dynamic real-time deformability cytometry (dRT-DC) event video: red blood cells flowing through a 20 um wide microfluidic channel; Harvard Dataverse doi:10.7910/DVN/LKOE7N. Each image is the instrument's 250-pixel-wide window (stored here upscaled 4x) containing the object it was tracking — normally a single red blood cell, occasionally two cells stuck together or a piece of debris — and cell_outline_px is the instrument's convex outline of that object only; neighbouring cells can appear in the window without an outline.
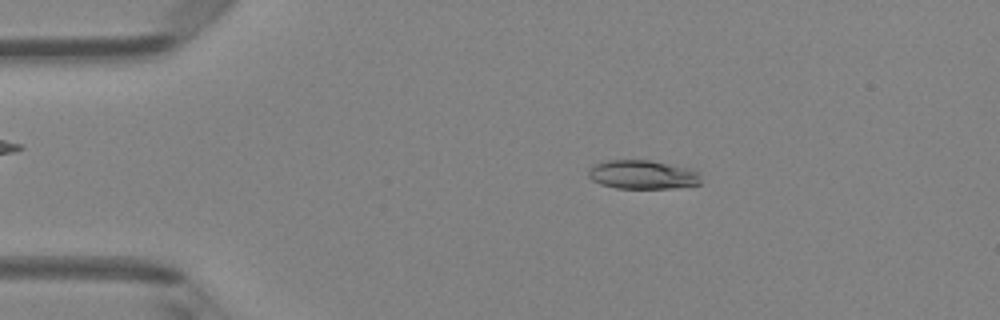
{"species": "Egyptian fruit bat (a non-hibernating species)", "species_latin": "Rousettus aegyptiacus", "temperature_condition": "room temperature", "stored_images_in_passage": 49, "camera_frame_rate_fps": 3000, "um_per_image_px": 0.085, "animal": {"sex": "female"}, "frame": {"image": 1, "passage_image": 9, "time_ms": 2.667, "image_size_px": [1000, 320], "cell_outline_px": [[700, 184], [672, 188], [616, 188], [600, 184], [592, 180], [588, 176], [588, 168], [592, 164], [604, 160], [652, 160], [692, 168], [700, 172]], "centroid_in_image_um": [54.61, 14.82], "position_along_channel_um": 30.4, "area_um2": 19.31}}
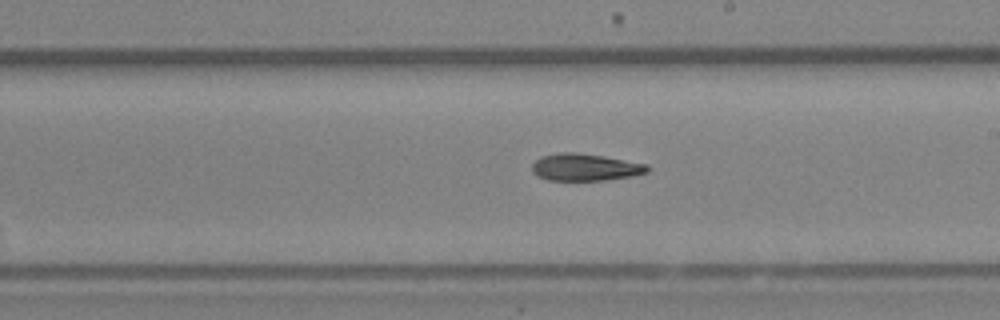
{"frame": {"image": 2, "passage_image": 28, "time_ms": 9.0, "image_size_px": [1000, 320], "cell_outline_px": [[648, 172], [632, 176], [604, 180], [548, 180], [536, 176], [532, 172], [532, 164], [540, 156], [560, 152], [576, 152], [604, 156], [648, 164]], "centroid_in_image_um": [49.71, 14.21], "position_along_channel_um": 239.3, "area_um2": 18.32}}
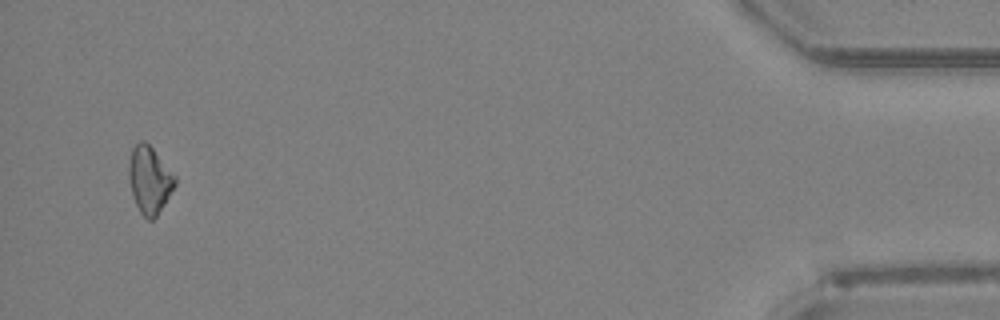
{"frame": {"image": 3, "passage_image": 47, "time_ms": 15.333, "image_size_px": [1000, 320], "cell_outline_px": [[176, 184], [164, 204], [156, 216], [152, 220], [148, 220], [140, 212], [132, 196], [128, 176], [128, 164], [132, 148], [140, 140], [144, 140], [152, 148], [176, 176]], "centroid_in_image_um": [12.69, 15.28], "position_along_channel_um": 422.5, "area_um2": 17.98}}